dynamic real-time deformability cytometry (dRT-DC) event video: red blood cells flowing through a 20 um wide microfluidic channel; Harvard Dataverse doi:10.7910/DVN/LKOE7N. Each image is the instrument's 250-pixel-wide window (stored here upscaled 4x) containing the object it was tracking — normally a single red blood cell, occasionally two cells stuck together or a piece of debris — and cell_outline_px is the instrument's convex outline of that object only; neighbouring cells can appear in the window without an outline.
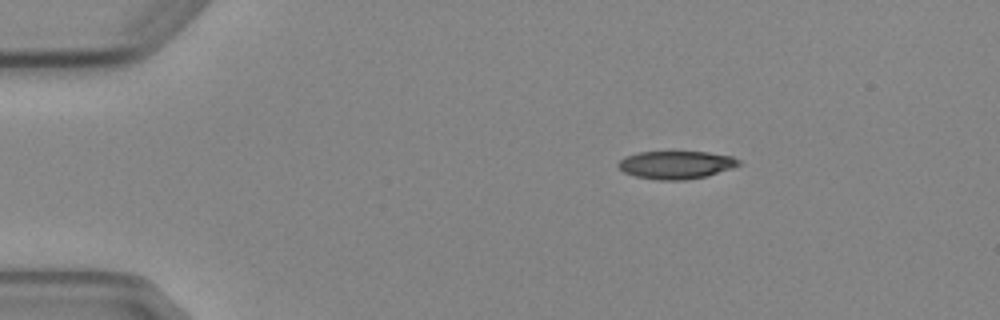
{"species": "Egyptian fruit bat (a non-hibernating species)", "species_latin": "Rousettus aegyptiacus", "temperature_condition": "cold", "stored_images_in_passage": 5, "camera_frame_rate_fps": 3000, "um_per_image_px": 0.085, "animal": {"sex": "female"}, "frame": {"image": 1, "passage_image": 3, "time_ms": 2.333, "image_size_px": [1000, 320], "cell_outline_px": [[740, 164], [732, 168], [708, 176], [684, 180], [660, 180], [636, 176], [624, 172], [616, 164], [624, 156], [636, 152], [708, 152], [732, 156], [740, 160]], "centroid_in_image_um": [57.46, 14.01], "position_along_channel_um": 27.5, "area_um2": 19.65}}
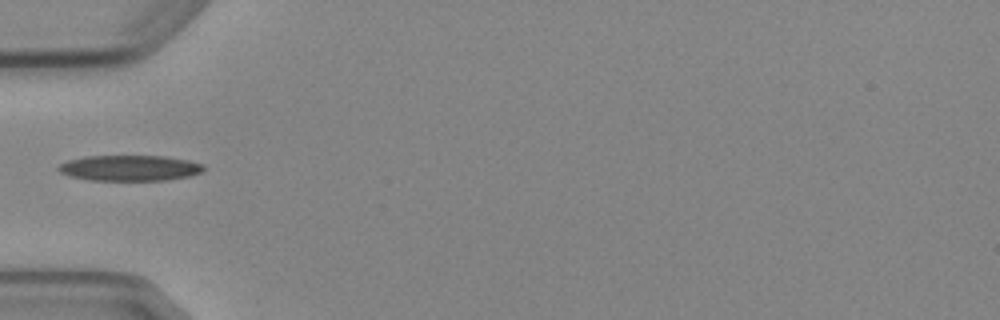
{"frame": {"image": 2, "passage_image": 5, "time_ms": 5.333, "image_size_px": [1000, 320], "cell_outline_px": [[204, 168], [200, 172], [188, 176], [168, 180], [92, 180], [68, 176], [60, 172], [56, 168], [60, 164], [68, 160], [84, 156], [164, 156], [188, 160], [204, 164]], "centroid_in_image_um": [11.0, 14.28], "position_along_channel_um": 74.0, "area_um2": 21.68}}